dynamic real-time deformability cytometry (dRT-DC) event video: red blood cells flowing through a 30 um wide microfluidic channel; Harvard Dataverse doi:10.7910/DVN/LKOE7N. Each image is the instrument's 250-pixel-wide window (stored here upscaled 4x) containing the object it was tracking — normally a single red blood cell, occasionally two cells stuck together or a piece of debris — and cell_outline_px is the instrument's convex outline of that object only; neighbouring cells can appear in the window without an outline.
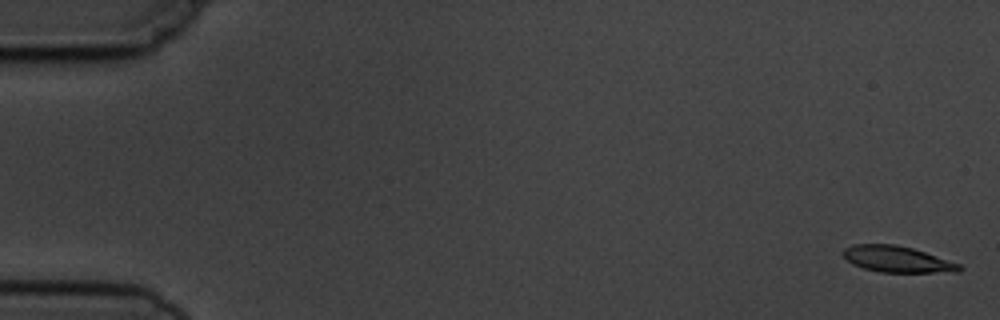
{"species": "common noctule bat (a hibernating species)", "species_latin": "Nyctalus noctula", "temperature_condition": "cold", "stored_images_in_passage": 6, "camera_frame_rate_fps": 3000, "um_per_image_px": 0.085, "animal": {"sex": "male", "body_mass_g": 19.5, "forearm_length_mm": 54.6}, "frame": {"image": 1, "passage_image": 1, "time_ms": 0.0, "image_size_px": [1000, 320], "cell_outline_px": [[964, 268], [960, 272], [880, 272], [864, 268], [852, 264], [844, 256], [844, 248], [852, 244], [896, 244], [912, 248], [960, 264]], "centroid_in_image_um": [76.27, 22.03], "position_along_channel_um": 8.7, "area_um2": 17.63}}
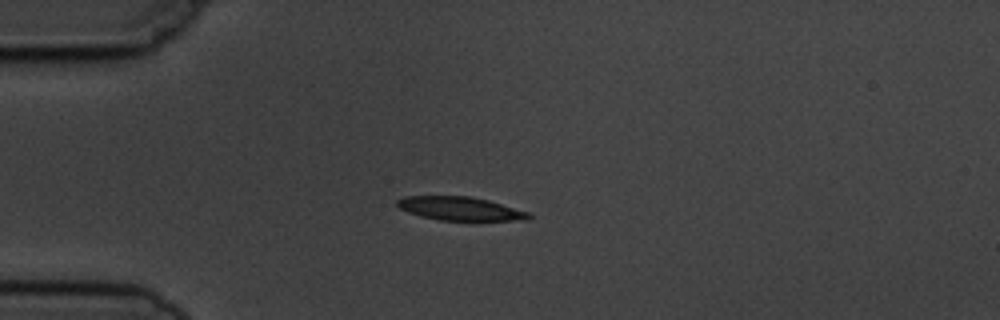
{"frame": {"image": 2, "passage_image": 4, "time_ms": 4.333, "image_size_px": [1000, 320], "cell_outline_px": [[532, 216], [528, 220], [440, 220], [408, 212], [400, 208], [396, 204], [396, 200], [404, 196], [468, 196], [488, 200], [528, 212]], "centroid_in_image_um": [39.1, 17.72], "position_along_channel_um": 45.9, "area_um2": 17.8}}
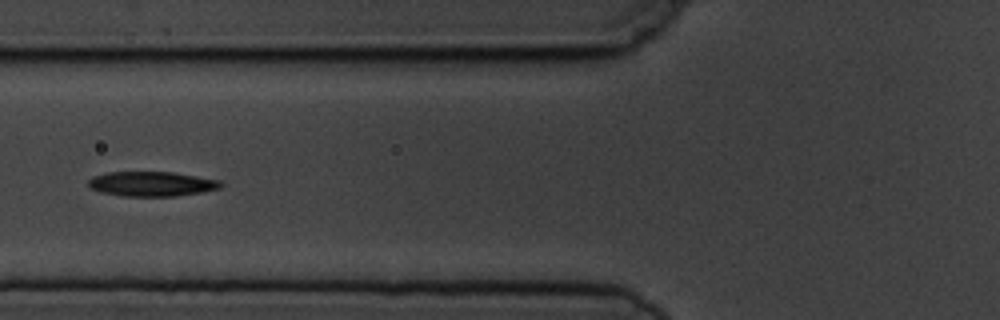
{"frame": {"image": 3, "passage_image": 6, "time_ms": 6.667, "image_size_px": [1000, 320], "cell_outline_px": [[224, 184], [220, 188], [200, 192], [176, 196], [124, 196], [100, 192], [92, 188], [88, 184], [88, 180], [92, 176], [108, 172], [172, 172], [220, 180]], "centroid_in_image_um": [12.89, 15.63], "position_along_channel_um": 112.9, "area_um2": 19.02}}